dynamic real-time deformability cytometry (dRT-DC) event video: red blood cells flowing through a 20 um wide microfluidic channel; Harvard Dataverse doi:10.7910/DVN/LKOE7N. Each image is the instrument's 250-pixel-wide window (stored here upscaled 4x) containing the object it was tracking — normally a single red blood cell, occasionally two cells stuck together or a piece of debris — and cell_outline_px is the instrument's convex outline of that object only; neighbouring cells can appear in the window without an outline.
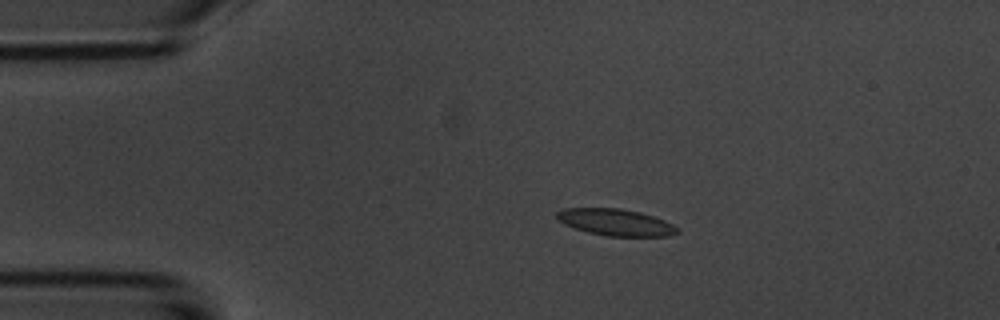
{"species": "common noctule bat (a hibernating species)", "species_latin": "Nyctalus noctula", "temperature_condition": "room temperature", "stored_images_in_passage": 44, "camera_frame_rate_fps": 3000, "um_per_image_px": 0.085, "animal": {"sex": "male", "body_mass_g": 20.1, "forearm_length_mm": 53.5}, "frame": {"image": 1, "passage_image": 1, "time_ms": 0.0, "image_size_px": [1000, 320], "cell_outline_px": [[680, 232], [668, 236], [608, 236], [588, 232], [564, 224], [556, 216], [556, 212], [564, 208], [620, 208], [640, 212], [664, 220], [672, 224]], "centroid_in_image_um": [52.33, 18.89], "position_along_channel_um": 32.7, "area_um2": 18.55}}
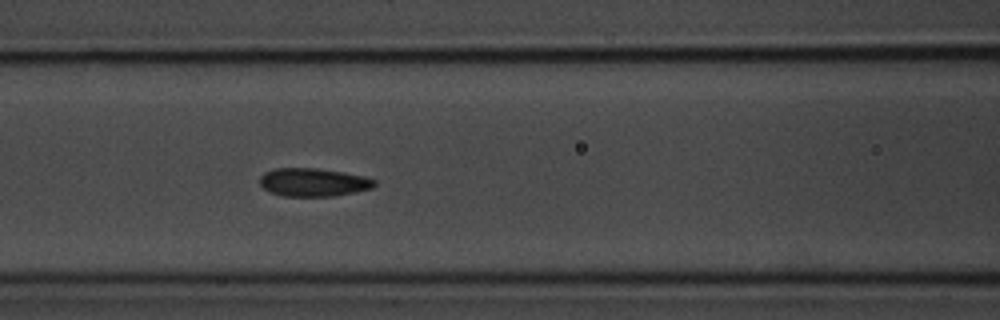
{"frame": {"image": 2, "passage_image": 13, "time_ms": 4.0, "image_size_px": [1000, 320], "cell_outline_px": [[376, 184], [372, 188], [332, 196], [284, 196], [272, 192], [264, 188], [260, 184], [260, 176], [264, 172], [272, 168], [316, 168], [344, 172], [364, 176], [376, 180]], "centroid_in_image_um": [26.62, 15.48], "position_along_channel_um": 140.0, "area_um2": 18.79}}
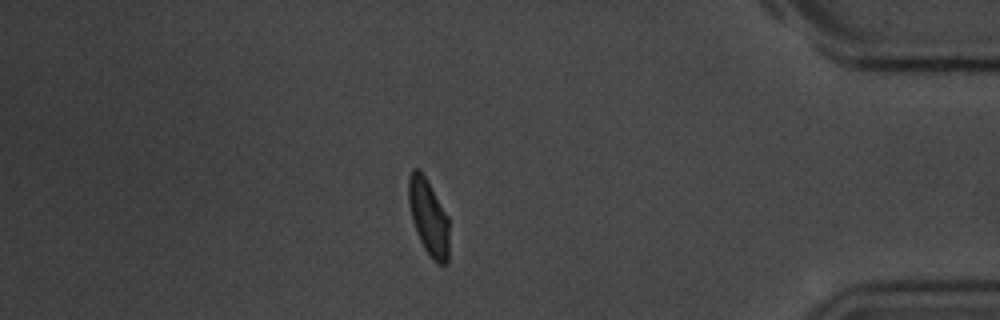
{"frame": {"image": 3, "passage_image": 37, "time_ms": 12.0, "image_size_px": [1000, 320], "cell_outline_px": [[448, 264], [440, 264], [432, 260], [424, 248], [416, 232], [412, 220], [408, 204], [408, 176], [412, 168], [420, 168], [448, 216]], "centroid_in_image_um": [36.4, 18.44], "position_along_channel_um": 398.8, "area_um2": 18.09}, "authors_computed_cell_mechanics": {"area_um2": 18.5538, "velocity_mm_per_s": 3.7034, "shape_relaxation_time_tau1_ms": 2.7589, "shape_relaxation_time_tau2_ms": 1.1288, "deformation_change_tau1": 0.1148, "deformation_change_tau2": 0.0753}}